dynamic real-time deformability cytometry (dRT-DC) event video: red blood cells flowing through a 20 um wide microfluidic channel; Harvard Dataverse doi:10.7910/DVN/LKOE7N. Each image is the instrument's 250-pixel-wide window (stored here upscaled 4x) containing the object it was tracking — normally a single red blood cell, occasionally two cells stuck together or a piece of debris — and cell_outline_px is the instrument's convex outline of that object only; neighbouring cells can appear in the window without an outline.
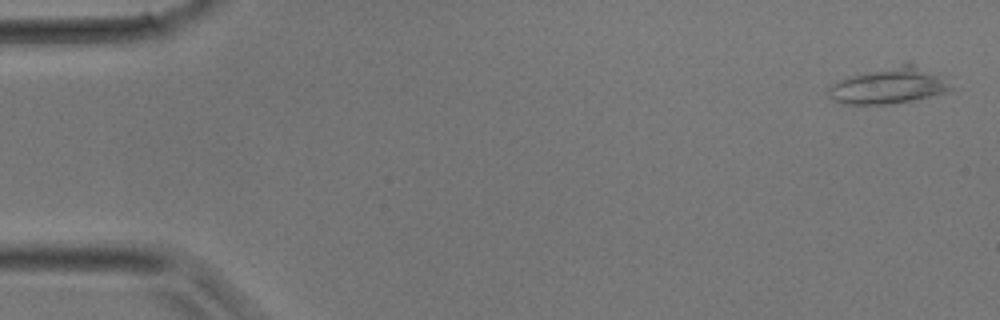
{"species": "common noctule bat (a hibernating species)", "species_latin": "Nyctalus noctula", "temperature_condition": "room temperature", "stored_images_in_passage": 11, "camera_frame_rate_fps": 3000, "um_per_image_px": 0.085, "animal": {"sex": "male", "body_mass_g": 17.9}, "frame": {"image": 1, "passage_image": 1, "time_ms": 0.0, "image_size_px": [1000, 320], "cell_outline_px": [[956, 88], [944, 92], [912, 100], [888, 104], [844, 104], [828, 96], [828, 88], [832, 84], [840, 80], [852, 76], [908, 60]], "centroid_in_image_um": [75.51, 7.27], "position_along_channel_um": 9.5, "area_um2": 25.14}}